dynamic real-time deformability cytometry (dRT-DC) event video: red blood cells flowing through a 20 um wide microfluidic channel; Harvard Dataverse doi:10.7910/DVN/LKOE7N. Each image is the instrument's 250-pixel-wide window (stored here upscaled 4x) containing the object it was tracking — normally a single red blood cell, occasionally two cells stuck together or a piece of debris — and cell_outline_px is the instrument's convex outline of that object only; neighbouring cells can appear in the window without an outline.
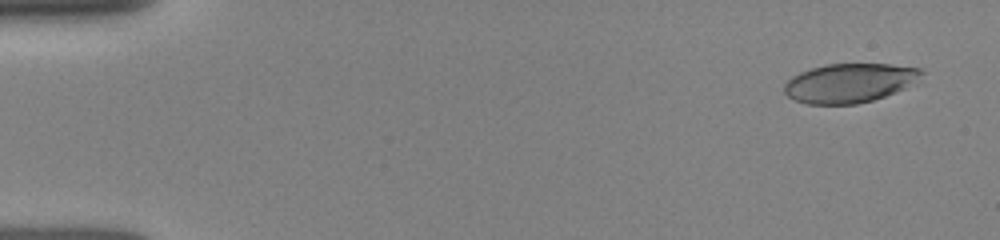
{"species": "human", "species_latin": "Homo sapiens", "temperature_condition": "room temperature", "stored_images_in_passage": 19, "camera_frame_rate_fps": 3000, "um_per_image_px": 0.085, "donor": {"sex": "female"}, "frame": {"image": 1, "passage_image": 3, "time_ms": 0.667, "image_size_px": [1000, 240], "cell_outline_px": [[924, 72], [904, 88], [884, 96], [872, 100], [856, 104], [808, 104], [796, 100], [788, 96], [784, 92], [784, 84], [792, 76], [800, 72], [812, 68], [828, 64], [888, 64], [920, 68]], "centroid_in_image_um": [72.16, 7.05], "position_along_channel_um": 12.8, "area_um2": 30.81}}
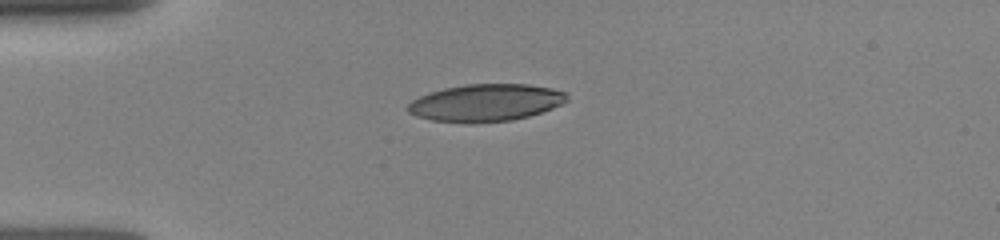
{"frame": {"image": 2, "passage_image": 13, "time_ms": 4.0, "image_size_px": [1000, 240], "cell_outline_px": [[568, 100], [552, 108], [528, 116], [512, 120], [472, 124], [464, 124], [432, 120], [416, 116], [408, 112], [404, 108], [412, 100], [420, 96], [444, 88], [468, 84], [528, 84], [552, 88], [568, 92]], "centroid_in_image_um": [41.27, 8.74], "position_along_channel_um": 43.7, "area_um2": 34.85}}
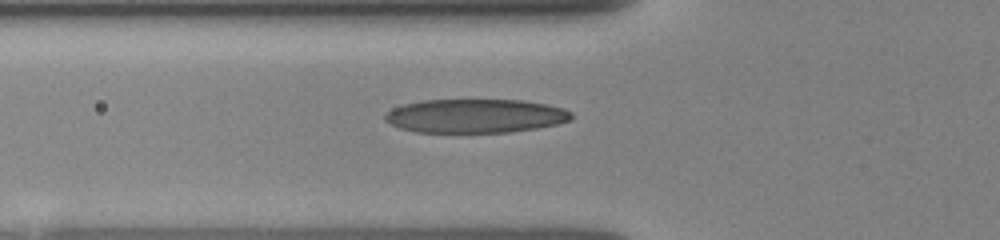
{"frame": {"image": 3, "passage_image": 17, "time_ms": 5.667, "image_size_px": [1000, 240], "cell_outline_px": [[572, 120], [556, 124], [536, 128], [508, 132], [416, 132], [400, 128], [384, 120], [384, 112], [392, 108], [404, 104], [420, 100], [524, 100], [564, 108], [572, 112]], "centroid_in_image_um": [40.38, 9.85], "position_along_channel_um": 85.4, "area_um2": 36.82}}